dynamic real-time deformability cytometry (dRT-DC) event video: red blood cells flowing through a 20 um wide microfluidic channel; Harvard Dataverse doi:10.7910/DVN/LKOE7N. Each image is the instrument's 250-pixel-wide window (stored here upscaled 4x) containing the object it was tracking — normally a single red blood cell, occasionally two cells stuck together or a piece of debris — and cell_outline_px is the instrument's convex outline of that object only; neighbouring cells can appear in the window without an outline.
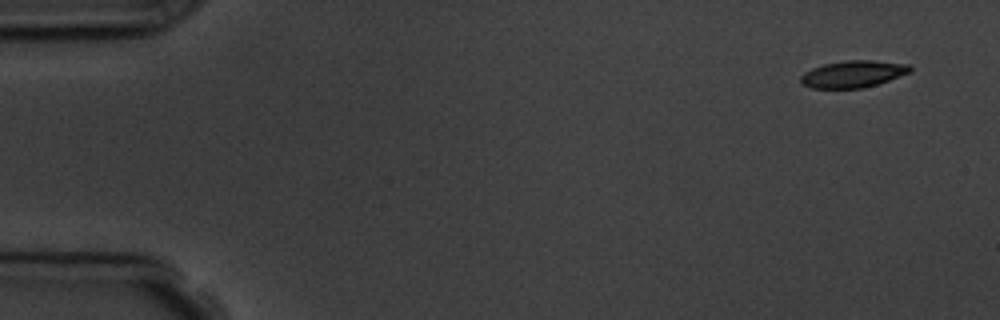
{"species": "common noctule bat (a hibernating species)", "species_latin": "Nyctalus noctula", "temperature_condition": "room temperature", "stored_images_in_passage": 4, "camera_frame_rate_fps": 3000, "um_per_image_px": 0.085, "animal": {"sex": "male", "body_mass_g": 19.5, "forearm_length_mm": 54.6}, "frame": {"image": 1, "passage_image": 1, "time_ms": 0.0, "image_size_px": [1000, 320], "cell_outline_px": [[912, 72], [864, 88], [812, 88], [804, 84], [800, 80], [800, 76], [804, 72], [812, 68], [824, 64], [848, 60], [872, 60], [908, 64], [912, 68]], "centroid_in_image_um": [72.52, 6.29], "position_along_channel_um": 12.5, "area_um2": 17.05}}